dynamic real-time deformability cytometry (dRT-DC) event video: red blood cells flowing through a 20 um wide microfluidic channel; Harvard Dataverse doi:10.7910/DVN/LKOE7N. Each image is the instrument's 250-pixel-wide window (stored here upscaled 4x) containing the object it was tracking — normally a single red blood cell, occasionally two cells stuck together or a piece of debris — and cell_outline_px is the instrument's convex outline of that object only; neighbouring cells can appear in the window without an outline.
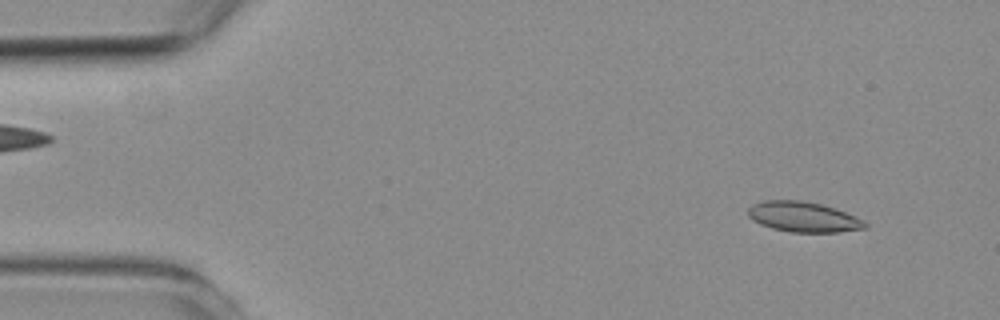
{"species": "common noctule bat (a hibernating species)", "species_latin": "Nyctalus noctula", "temperature_condition": "room temperature", "stored_images_in_passage": 3, "camera_frame_rate_fps": 3000, "um_per_image_px": 0.085, "animal": {"sex": "female", "body_mass_g": 19.3, "forearm_length_mm": 54.1}, "frame": {"image": 1, "passage_image": 1, "time_ms": 0.0, "image_size_px": [1000, 320], "cell_outline_px": [[868, 228], [840, 232], [792, 232], [772, 228], [760, 224], [752, 220], [748, 216], [748, 208], [752, 204], [764, 200], [800, 200], [820, 204], [844, 212], [864, 220], [868, 224]], "centroid_in_image_um": [68.27, 18.44], "position_along_channel_um": 16.7, "area_um2": 20.58}}